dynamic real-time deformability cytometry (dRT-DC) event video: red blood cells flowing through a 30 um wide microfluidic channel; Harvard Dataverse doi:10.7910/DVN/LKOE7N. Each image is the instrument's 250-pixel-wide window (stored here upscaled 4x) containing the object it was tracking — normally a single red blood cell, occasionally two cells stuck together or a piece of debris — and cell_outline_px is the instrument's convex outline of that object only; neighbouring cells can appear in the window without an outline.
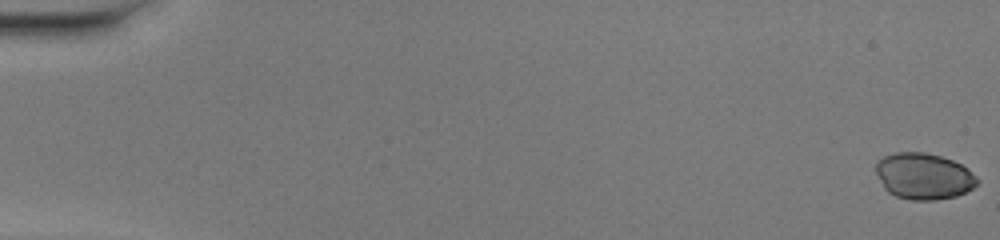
{"species": "common noctule bat (a hibernating species)", "species_latin": "Nyctalus noctula", "temperature_condition": "warm", "stored_images_in_passage": 51, "camera_frame_rate_fps": 3000, "um_per_image_px": 0.085, "animal": {"sex": "female", "body_mass_g": 20.0, "forearm_length_mm": 54.0}, "frame": {"image": 1, "passage_image": 1, "time_ms": 0.0, "image_size_px": [1000, 240], "cell_outline_px": [[980, 180], [972, 188], [956, 196], [936, 200], [912, 200], [896, 196], [888, 192], [884, 188], [876, 172], [876, 160], [884, 156], [896, 152], [924, 152], [940, 156], [952, 160], [968, 168]], "centroid_in_image_um": [78.51, 14.97], "position_along_channel_um": 6.5, "area_um2": 27.34}}
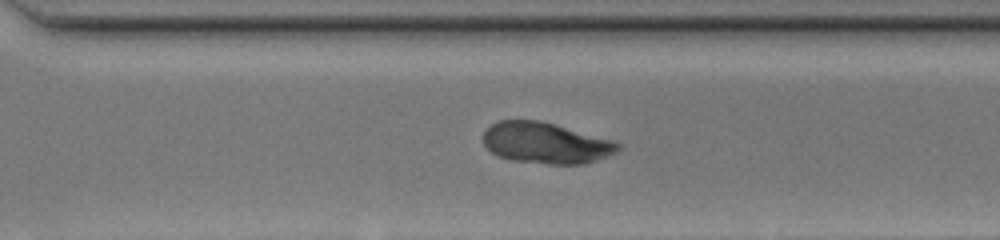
{"frame": {"image": 2, "passage_image": 37, "time_ms": 12.0, "image_size_px": [1000, 240], "cell_outline_px": [[620, 148], [616, 152], [596, 160], [584, 164], [548, 164], [512, 160], [496, 156], [484, 144], [484, 132], [492, 124], [500, 120], [540, 120], [616, 140], [620, 144]], "centroid_in_image_um": [46.42, 12.15], "position_along_channel_um": 324.2, "area_um2": 32.37}}
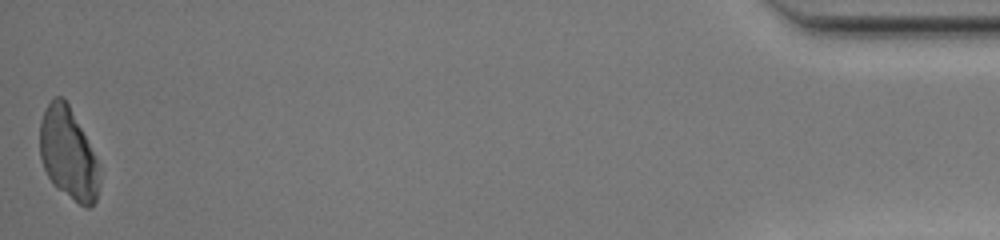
{"frame": {"image": 3, "passage_image": 51, "time_ms": 16.667, "image_size_px": [1000, 240], "cell_outline_px": [[100, 184], [96, 200], [88, 208], [84, 208], [52, 184], [44, 168], [40, 156], [40, 120], [44, 108], [56, 96], [64, 96], [96, 160], [100, 180]], "centroid_in_image_um": [5.77, 13.09], "position_along_channel_um": 429.4, "area_um2": 31.33}}